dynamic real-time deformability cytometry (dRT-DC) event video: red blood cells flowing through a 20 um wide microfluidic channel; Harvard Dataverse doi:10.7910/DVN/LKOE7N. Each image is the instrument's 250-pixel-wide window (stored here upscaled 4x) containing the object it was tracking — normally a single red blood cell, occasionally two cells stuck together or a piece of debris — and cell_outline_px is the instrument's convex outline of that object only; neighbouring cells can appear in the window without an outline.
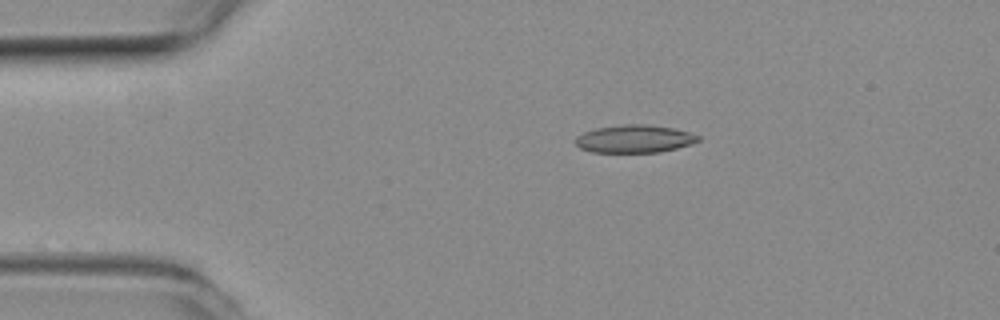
{"species": "common noctule bat (a hibernating species)", "species_latin": "Nyctalus noctula", "temperature_condition": "room temperature", "stored_images_in_passage": 6, "camera_frame_rate_fps": 3000, "um_per_image_px": 0.085, "animal": {"sex": "female", "body_mass_g": 19.3, "forearm_length_mm": 54.1}, "frame": {"image": 1, "passage_image": 1, "time_ms": 0.0, "image_size_px": [1000, 320], "cell_outline_px": [[700, 140], [676, 148], [660, 152], [592, 152], [580, 148], [576, 144], [576, 136], [584, 132], [596, 128], [624, 124], [644, 124], [672, 128], [688, 132], [700, 136]], "centroid_in_image_um": [53.9, 11.8], "position_along_channel_um": 31.1, "area_um2": 19.65}}